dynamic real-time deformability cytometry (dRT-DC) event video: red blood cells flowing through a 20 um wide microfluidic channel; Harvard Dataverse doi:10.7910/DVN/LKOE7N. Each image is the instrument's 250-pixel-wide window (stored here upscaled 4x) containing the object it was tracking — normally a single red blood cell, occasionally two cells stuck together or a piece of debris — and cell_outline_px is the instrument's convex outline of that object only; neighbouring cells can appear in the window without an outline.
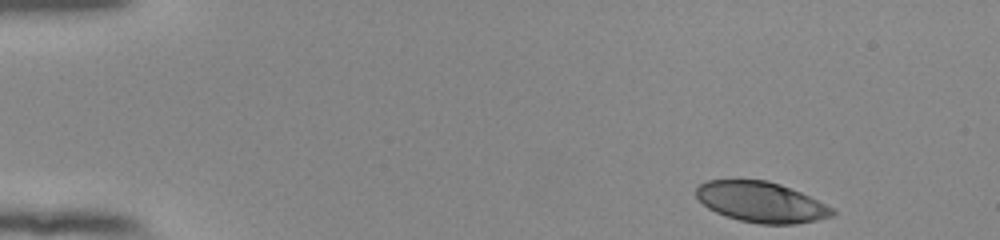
{"species": "human", "species_latin": "Homo sapiens", "temperature_condition": "room temperature", "stored_images_in_passage": 49, "camera_frame_rate_fps": 3000, "um_per_image_px": 0.085, "donor": {"sex": "female"}, "frame": {"image": 1, "passage_image": 1, "time_ms": 0.0, "image_size_px": [1000, 240], "cell_outline_px": [[836, 212], [832, 216], [816, 220], [796, 224], [760, 224], [740, 220], [724, 216], [708, 208], [696, 196], [696, 188], [700, 184], [708, 180], [768, 180], [780, 184], [800, 192], [832, 208]], "centroid_in_image_um": [64.68, 17.18], "position_along_channel_um": 20.3, "area_um2": 31.85}}
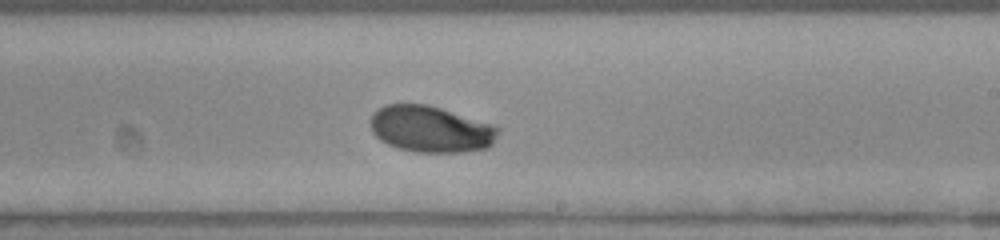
{"frame": {"image": 2, "passage_image": 28, "time_ms": 9.0, "image_size_px": [1000, 240], "cell_outline_px": [[500, 132], [492, 144], [488, 148], [464, 152], [416, 152], [396, 148], [380, 140], [372, 132], [368, 120], [372, 112], [384, 104], [428, 104], [496, 124], [500, 128]], "centroid_in_image_um": [36.62, 10.96], "position_along_channel_um": 252.4, "area_um2": 35.32}}
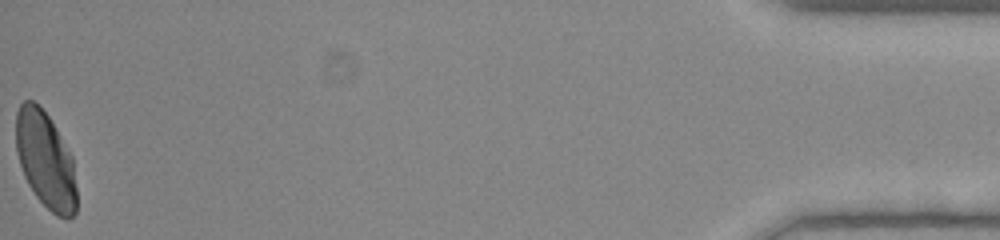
{"frame": {"image": 3, "passage_image": 49, "time_ms": 16.0, "image_size_px": [1000, 240], "cell_outline_px": [[76, 212], [68, 220], [56, 216], [36, 196], [28, 184], [24, 176], [16, 152], [16, 112], [20, 104], [24, 100], [32, 100], [48, 116], [72, 156], [76, 188]], "centroid_in_image_um": [3.86, 13.63], "position_along_channel_um": 431.3, "area_um2": 33.93}, "authors_computed_cell_mechanics": {"area_um2": 34.2754, "velocity_mm_per_s": 3.8465, "shape_relaxation_time_tau1_ms": 2.7563, "shape_relaxation_time_tau2_ms": 1.2302, "deformation_change_tau1": 0.132, "deformation_change_tau2": 0.0351}}